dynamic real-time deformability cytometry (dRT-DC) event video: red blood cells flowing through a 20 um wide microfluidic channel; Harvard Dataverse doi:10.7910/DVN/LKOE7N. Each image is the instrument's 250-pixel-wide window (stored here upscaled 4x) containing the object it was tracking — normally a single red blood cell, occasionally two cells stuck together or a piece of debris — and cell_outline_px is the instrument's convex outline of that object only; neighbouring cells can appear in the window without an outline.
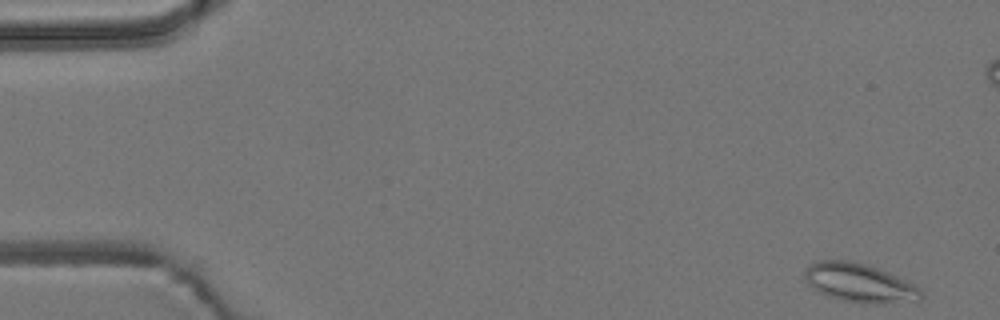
{"species": "common noctule bat (a hibernating species)", "species_latin": "Nyctalus noctula", "temperature_condition": "room temperature", "stored_images_in_passage": 10, "segment_of_instrument_passage": [1, 2], "camera_frame_rate_fps": 3000, "um_per_image_px": 0.085, "animal": {"sex": "male", "body_mass_g": 19.2, "forearm_length_mm": 51.8}, "frame": {"image": 1, "passage_image": 1, "time_ms": 0.0, "image_size_px": [1000, 320], "cell_outline_px": [[924, 296], [920, 300], [892, 304], [864, 304], [844, 300], [828, 296], [812, 288], [808, 284], [804, 276], [804, 268], [808, 264], [820, 260], [848, 260], [864, 264], [888, 272], [920, 288]], "centroid_in_image_um": [73.05, 24.06], "position_along_channel_um": 12.0, "area_um2": 26.47}}
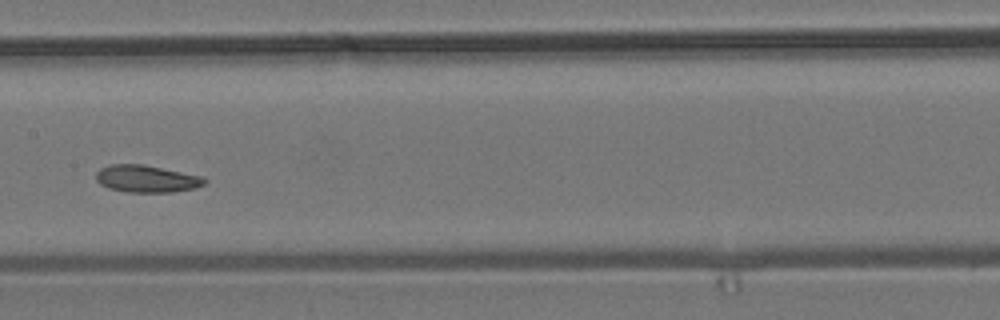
{"frame": {"image": 2, "passage_image": 7, "time_ms": 8.333, "image_size_px": [1000, 320], "cell_outline_px": [[208, 180], [204, 184], [196, 188], [172, 192], [128, 192], [108, 188], [100, 184], [96, 180], [96, 172], [100, 168], [108, 164], [144, 164], [204, 176]], "centroid_in_image_um": [12.47, 15.19], "position_along_channel_um": 194.9, "area_um2": 17.46}}
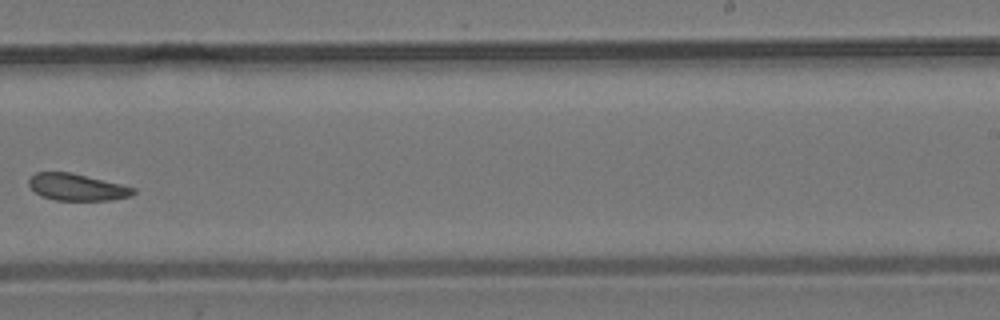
{"frame": {"image": 3, "passage_image": 9, "time_ms": 10.667, "image_size_px": [1000, 320], "cell_outline_px": [[136, 192], [132, 196], [112, 200], [56, 200], [40, 196], [28, 184], [28, 180], [36, 172], [72, 172], [136, 188]], "centroid_in_image_um": [6.56, 15.91], "position_along_channel_um": 282.4, "area_um2": 16.36}}